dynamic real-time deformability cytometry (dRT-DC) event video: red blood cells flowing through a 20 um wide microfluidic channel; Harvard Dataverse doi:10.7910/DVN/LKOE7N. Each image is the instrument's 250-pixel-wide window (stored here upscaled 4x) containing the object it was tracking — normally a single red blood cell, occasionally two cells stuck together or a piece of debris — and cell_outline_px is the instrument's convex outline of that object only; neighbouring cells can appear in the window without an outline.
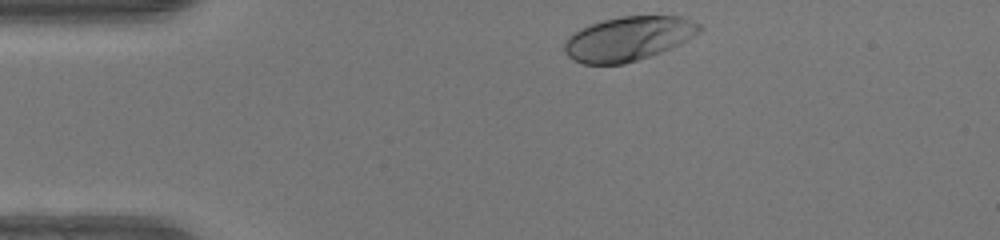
{"species": "human", "species_latin": "Homo sapiens", "temperature_condition": "warm", "stored_images_in_passage": 32, "camera_frame_rate_fps": 3000, "um_per_image_px": 0.085, "donor": {"sex": "female"}, "frame": {"image": 1, "passage_image": 1, "time_ms": 0.0, "image_size_px": [1000, 240], "cell_outline_px": [[704, 28], [700, 32], [680, 44], [660, 52], [624, 64], [584, 64], [572, 60], [564, 52], [564, 40], [568, 36], [592, 24], [604, 20], [620, 16], [680, 16], [692, 20], [700, 24]], "centroid_in_image_um": [53.42, 3.28], "position_along_channel_um": 31.6, "area_um2": 34.68}}
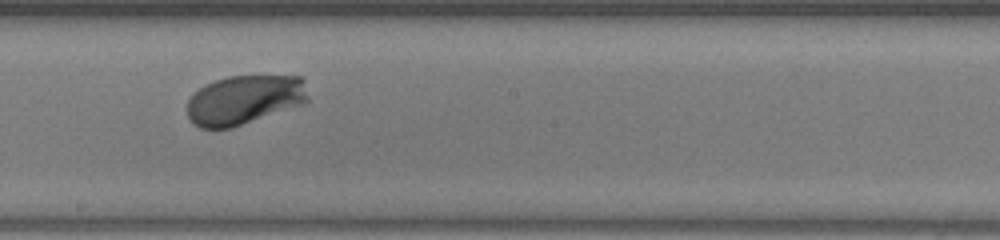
{"frame": {"image": 2, "passage_image": 19, "time_ms": 6.0, "image_size_px": [1000, 240], "cell_outline_px": [[308, 100], [304, 104], [232, 128], [200, 128], [192, 124], [188, 116], [188, 100], [204, 84], [228, 76], [304, 76], [308, 96]], "centroid_in_image_um": [20.79, 8.48], "position_along_channel_um": 227.4, "area_um2": 34.91}}
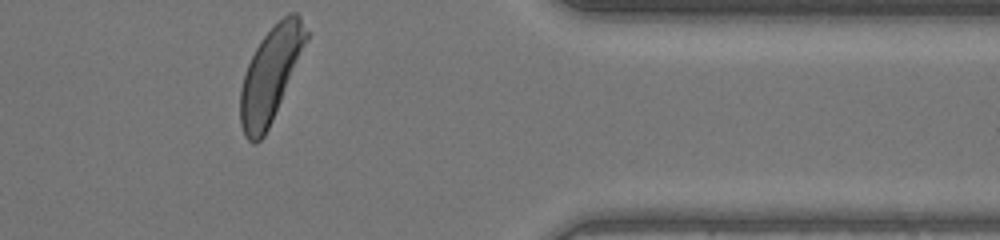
{"frame": {"image": 3, "passage_image": 32, "time_ms": 10.333, "image_size_px": [1000, 240], "cell_outline_px": [[308, 40], [272, 120], [264, 136], [256, 144], [252, 144], [244, 136], [240, 124], [240, 88], [244, 72], [260, 40], [288, 12], [296, 12], [300, 16], [308, 32]], "centroid_in_image_um": [22.98, 6.35], "position_along_channel_um": 388.4, "area_um2": 35.78}, "authors_computed_cell_mechanics": {"area_um2": 34.7089, "velocity_mm_per_s": 4.175, "shape_relaxation_time_tau1_ms": 1.5369, "shape_relaxation_time_tau2_ms": 5.4981, "deformation_change_tau1": 0.1362, "deformation_change_tau2": 0.167}}